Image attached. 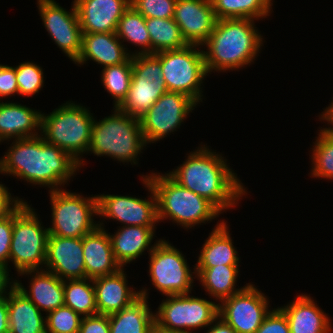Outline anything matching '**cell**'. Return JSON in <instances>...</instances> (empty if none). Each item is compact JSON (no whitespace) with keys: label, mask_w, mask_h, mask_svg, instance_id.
<instances>
[{"label":"cell","mask_w":333,"mask_h":333,"mask_svg":"<svg viewBox=\"0 0 333 333\" xmlns=\"http://www.w3.org/2000/svg\"><path fill=\"white\" fill-rule=\"evenodd\" d=\"M12 145L0 158V173L48 186L49 191L60 190L59 186H64L80 168L69 153L47 143L40 135L14 139Z\"/></svg>","instance_id":"1"},{"label":"cell","mask_w":333,"mask_h":333,"mask_svg":"<svg viewBox=\"0 0 333 333\" xmlns=\"http://www.w3.org/2000/svg\"><path fill=\"white\" fill-rule=\"evenodd\" d=\"M167 175L180 186L207 199L221 213L235 206L246 194L242 182L224 157L205 145L190 152L186 161Z\"/></svg>","instance_id":"2"},{"label":"cell","mask_w":333,"mask_h":333,"mask_svg":"<svg viewBox=\"0 0 333 333\" xmlns=\"http://www.w3.org/2000/svg\"><path fill=\"white\" fill-rule=\"evenodd\" d=\"M252 19H219L203 51L207 73L250 65L262 46L263 38Z\"/></svg>","instance_id":"3"},{"label":"cell","mask_w":333,"mask_h":333,"mask_svg":"<svg viewBox=\"0 0 333 333\" xmlns=\"http://www.w3.org/2000/svg\"><path fill=\"white\" fill-rule=\"evenodd\" d=\"M147 177L156 196L158 222L169 218L187 229L221 214L207 199L180 186L166 173H151Z\"/></svg>","instance_id":"4"},{"label":"cell","mask_w":333,"mask_h":333,"mask_svg":"<svg viewBox=\"0 0 333 333\" xmlns=\"http://www.w3.org/2000/svg\"><path fill=\"white\" fill-rule=\"evenodd\" d=\"M92 115L86 107L66 102L50 114L41 113L40 135L47 143L69 153L81 167L84 162L80 155L88 153L91 142Z\"/></svg>","instance_id":"5"},{"label":"cell","mask_w":333,"mask_h":333,"mask_svg":"<svg viewBox=\"0 0 333 333\" xmlns=\"http://www.w3.org/2000/svg\"><path fill=\"white\" fill-rule=\"evenodd\" d=\"M114 114L101 121L94 119L89 151L97 156H109L114 160L137 164V157L146 142L140 118L113 108Z\"/></svg>","instance_id":"6"},{"label":"cell","mask_w":333,"mask_h":333,"mask_svg":"<svg viewBox=\"0 0 333 333\" xmlns=\"http://www.w3.org/2000/svg\"><path fill=\"white\" fill-rule=\"evenodd\" d=\"M33 210L23 201L13 211L9 260L14 263L18 274L28 270H42L41 265H45L49 231L41 226L42 222Z\"/></svg>","instance_id":"7"},{"label":"cell","mask_w":333,"mask_h":333,"mask_svg":"<svg viewBox=\"0 0 333 333\" xmlns=\"http://www.w3.org/2000/svg\"><path fill=\"white\" fill-rule=\"evenodd\" d=\"M198 45L156 53L160 58L166 88L190 97L196 104L202 101L201 84L207 76L203 50Z\"/></svg>","instance_id":"8"},{"label":"cell","mask_w":333,"mask_h":333,"mask_svg":"<svg viewBox=\"0 0 333 333\" xmlns=\"http://www.w3.org/2000/svg\"><path fill=\"white\" fill-rule=\"evenodd\" d=\"M49 192L52 205L49 235L81 238L99 226L93 220L94 214L98 215L97 196L87 198L62 188Z\"/></svg>","instance_id":"9"},{"label":"cell","mask_w":333,"mask_h":333,"mask_svg":"<svg viewBox=\"0 0 333 333\" xmlns=\"http://www.w3.org/2000/svg\"><path fill=\"white\" fill-rule=\"evenodd\" d=\"M132 56V78L127 96L117 107L122 112L140 118L167 92L162 77L160 58L156 54Z\"/></svg>","instance_id":"10"},{"label":"cell","mask_w":333,"mask_h":333,"mask_svg":"<svg viewBox=\"0 0 333 333\" xmlns=\"http://www.w3.org/2000/svg\"><path fill=\"white\" fill-rule=\"evenodd\" d=\"M167 297L155 313V322L167 331L192 333L191 330L208 327L218 317L219 304L215 302L189 293Z\"/></svg>","instance_id":"11"},{"label":"cell","mask_w":333,"mask_h":333,"mask_svg":"<svg viewBox=\"0 0 333 333\" xmlns=\"http://www.w3.org/2000/svg\"><path fill=\"white\" fill-rule=\"evenodd\" d=\"M149 276L152 285L163 295L191 293L196 272H192L184 255L165 240L156 241L149 253Z\"/></svg>","instance_id":"12"},{"label":"cell","mask_w":333,"mask_h":333,"mask_svg":"<svg viewBox=\"0 0 333 333\" xmlns=\"http://www.w3.org/2000/svg\"><path fill=\"white\" fill-rule=\"evenodd\" d=\"M196 103L188 96L167 91L140 117V125L146 143L165 138L180 127Z\"/></svg>","instance_id":"13"},{"label":"cell","mask_w":333,"mask_h":333,"mask_svg":"<svg viewBox=\"0 0 333 333\" xmlns=\"http://www.w3.org/2000/svg\"><path fill=\"white\" fill-rule=\"evenodd\" d=\"M268 301L253 284L247 283L244 289L218 303V316L237 333H256L271 311Z\"/></svg>","instance_id":"14"},{"label":"cell","mask_w":333,"mask_h":333,"mask_svg":"<svg viewBox=\"0 0 333 333\" xmlns=\"http://www.w3.org/2000/svg\"><path fill=\"white\" fill-rule=\"evenodd\" d=\"M143 184L151 192L149 199L132 196L101 194L97 196L98 215L119 221L123 226H155L157 219L156 196L147 176Z\"/></svg>","instance_id":"15"},{"label":"cell","mask_w":333,"mask_h":333,"mask_svg":"<svg viewBox=\"0 0 333 333\" xmlns=\"http://www.w3.org/2000/svg\"><path fill=\"white\" fill-rule=\"evenodd\" d=\"M43 24L57 46L72 61H76L82 48V29L73 2L71 12L54 0H37Z\"/></svg>","instance_id":"16"},{"label":"cell","mask_w":333,"mask_h":333,"mask_svg":"<svg viewBox=\"0 0 333 333\" xmlns=\"http://www.w3.org/2000/svg\"><path fill=\"white\" fill-rule=\"evenodd\" d=\"M45 265L47 271L54 273L61 280L86 278L83 237L49 235Z\"/></svg>","instance_id":"17"},{"label":"cell","mask_w":333,"mask_h":333,"mask_svg":"<svg viewBox=\"0 0 333 333\" xmlns=\"http://www.w3.org/2000/svg\"><path fill=\"white\" fill-rule=\"evenodd\" d=\"M173 19L186 43L200 47L209 38L217 21L211 0H177Z\"/></svg>","instance_id":"18"},{"label":"cell","mask_w":333,"mask_h":333,"mask_svg":"<svg viewBox=\"0 0 333 333\" xmlns=\"http://www.w3.org/2000/svg\"><path fill=\"white\" fill-rule=\"evenodd\" d=\"M82 33L116 32L130 0H74Z\"/></svg>","instance_id":"19"},{"label":"cell","mask_w":333,"mask_h":333,"mask_svg":"<svg viewBox=\"0 0 333 333\" xmlns=\"http://www.w3.org/2000/svg\"><path fill=\"white\" fill-rule=\"evenodd\" d=\"M103 223L92 232L83 236V256L86 278L95 279L112 275L122 267L115 260L109 234Z\"/></svg>","instance_id":"20"},{"label":"cell","mask_w":333,"mask_h":333,"mask_svg":"<svg viewBox=\"0 0 333 333\" xmlns=\"http://www.w3.org/2000/svg\"><path fill=\"white\" fill-rule=\"evenodd\" d=\"M124 268L118 272L93 279L98 314L111 315L130 306L140 297L130 289Z\"/></svg>","instance_id":"21"},{"label":"cell","mask_w":333,"mask_h":333,"mask_svg":"<svg viewBox=\"0 0 333 333\" xmlns=\"http://www.w3.org/2000/svg\"><path fill=\"white\" fill-rule=\"evenodd\" d=\"M125 49L115 32L83 33L81 52L75 64L82 65L89 59L103 67L124 63L132 55Z\"/></svg>","instance_id":"22"},{"label":"cell","mask_w":333,"mask_h":333,"mask_svg":"<svg viewBox=\"0 0 333 333\" xmlns=\"http://www.w3.org/2000/svg\"><path fill=\"white\" fill-rule=\"evenodd\" d=\"M36 271V272H35ZM35 273V274H34ZM32 275L29 291L16 279L14 285L31 301L40 311L50 312L64 305L63 280L50 271L28 270L19 273Z\"/></svg>","instance_id":"23"},{"label":"cell","mask_w":333,"mask_h":333,"mask_svg":"<svg viewBox=\"0 0 333 333\" xmlns=\"http://www.w3.org/2000/svg\"><path fill=\"white\" fill-rule=\"evenodd\" d=\"M316 304L310 296L302 294L279 308L288 320L290 333H330L331 322Z\"/></svg>","instance_id":"24"},{"label":"cell","mask_w":333,"mask_h":333,"mask_svg":"<svg viewBox=\"0 0 333 333\" xmlns=\"http://www.w3.org/2000/svg\"><path fill=\"white\" fill-rule=\"evenodd\" d=\"M41 112L17 103L0 102V142L39 136ZM35 131V132H34Z\"/></svg>","instance_id":"25"},{"label":"cell","mask_w":333,"mask_h":333,"mask_svg":"<svg viewBox=\"0 0 333 333\" xmlns=\"http://www.w3.org/2000/svg\"><path fill=\"white\" fill-rule=\"evenodd\" d=\"M7 295L9 333H46V317L33 302L15 285Z\"/></svg>","instance_id":"26"},{"label":"cell","mask_w":333,"mask_h":333,"mask_svg":"<svg viewBox=\"0 0 333 333\" xmlns=\"http://www.w3.org/2000/svg\"><path fill=\"white\" fill-rule=\"evenodd\" d=\"M156 226H122L116 234L110 235L111 246L115 260L123 268L127 263L137 259L148 249L151 252L154 247L151 241L155 235ZM149 246H151L149 248Z\"/></svg>","instance_id":"27"},{"label":"cell","mask_w":333,"mask_h":333,"mask_svg":"<svg viewBox=\"0 0 333 333\" xmlns=\"http://www.w3.org/2000/svg\"><path fill=\"white\" fill-rule=\"evenodd\" d=\"M212 230L198 256L194 268H211L222 265H238V252L233 246L228 226L223 220Z\"/></svg>","instance_id":"28"},{"label":"cell","mask_w":333,"mask_h":333,"mask_svg":"<svg viewBox=\"0 0 333 333\" xmlns=\"http://www.w3.org/2000/svg\"><path fill=\"white\" fill-rule=\"evenodd\" d=\"M139 293L140 297L130 306L108 315L110 333H146L155 322V314L147 304V289Z\"/></svg>","instance_id":"29"},{"label":"cell","mask_w":333,"mask_h":333,"mask_svg":"<svg viewBox=\"0 0 333 333\" xmlns=\"http://www.w3.org/2000/svg\"><path fill=\"white\" fill-rule=\"evenodd\" d=\"M239 265H222L211 268H193L195 277L199 279L206 292L220 302L231 295L241 291L246 286L236 289V278L239 273Z\"/></svg>","instance_id":"30"},{"label":"cell","mask_w":333,"mask_h":333,"mask_svg":"<svg viewBox=\"0 0 333 333\" xmlns=\"http://www.w3.org/2000/svg\"><path fill=\"white\" fill-rule=\"evenodd\" d=\"M215 16L219 19H252L269 16L272 0H211Z\"/></svg>","instance_id":"31"},{"label":"cell","mask_w":333,"mask_h":333,"mask_svg":"<svg viewBox=\"0 0 333 333\" xmlns=\"http://www.w3.org/2000/svg\"><path fill=\"white\" fill-rule=\"evenodd\" d=\"M146 26L151 39V54L182 49L188 45L173 18H146Z\"/></svg>","instance_id":"32"},{"label":"cell","mask_w":333,"mask_h":333,"mask_svg":"<svg viewBox=\"0 0 333 333\" xmlns=\"http://www.w3.org/2000/svg\"><path fill=\"white\" fill-rule=\"evenodd\" d=\"M63 287L65 306L70 307L82 317L98 314L93 279L63 280Z\"/></svg>","instance_id":"33"},{"label":"cell","mask_w":333,"mask_h":333,"mask_svg":"<svg viewBox=\"0 0 333 333\" xmlns=\"http://www.w3.org/2000/svg\"><path fill=\"white\" fill-rule=\"evenodd\" d=\"M116 35L124 42L130 41L136 46H140L141 51L132 52L136 54H151V39L147 31L146 18L138 13L131 5L124 12L121 19L118 21Z\"/></svg>","instance_id":"34"},{"label":"cell","mask_w":333,"mask_h":333,"mask_svg":"<svg viewBox=\"0 0 333 333\" xmlns=\"http://www.w3.org/2000/svg\"><path fill=\"white\" fill-rule=\"evenodd\" d=\"M101 81L118 107L127 96L132 78V56L124 63L103 67Z\"/></svg>","instance_id":"35"},{"label":"cell","mask_w":333,"mask_h":333,"mask_svg":"<svg viewBox=\"0 0 333 333\" xmlns=\"http://www.w3.org/2000/svg\"><path fill=\"white\" fill-rule=\"evenodd\" d=\"M312 149V177L333 179V135L320 129Z\"/></svg>","instance_id":"36"},{"label":"cell","mask_w":333,"mask_h":333,"mask_svg":"<svg viewBox=\"0 0 333 333\" xmlns=\"http://www.w3.org/2000/svg\"><path fill=\"white\" fill-rule=\"evenodd\" d=\"M46 314V333H79L82 316L70 307L63 305Z\"/></svg>","instance_id":"37"},{"label":"cell","mask_w":333,"mask_h":333,"mask_svg":"<svg viewBox=\"0 0 333 333\" xmlns=\"http://www.w3.org/2000/svg\"><path fill=\"white\" fill-rule=\"evenodd\" d=\"M42 68L33 62H24L16 66L18 94L31 96L39 92L44 84Z\"/></svg>","instance_id":"38"},{"label":"cell","mask_w":333,"mask_h":333,"mask_svg":"<svg viewBox=\"0 0 333 333\" xmlns=\"http://www.w3.org/2000/svg\"><path fill=\"white\" fill-rule=\"evenodd\" d=\"M177 0H130V5L145 18L174 17Z\"/></svg>","instance_id":"39"},{"label":"cell","mask_w":333,"mask_h":333,"mask_svg":"<svg viewBox=\"0 0 333 333\" xmlns=\"http://www.w3.org/2000/svg\"><path fill=\"white\" fill-rule=\"evenodd\" d=\"M13 233V212L0 219V266L7 269Z\"/></svg>","instance_id":"40"},{"label":"cell","mask_w":333,"mask_h":333,"mask_svg":"<svg viewBox=\"0 0 333 333\" xmlns=\"http://www.w3.org/2000/svg\"><path fill=\"white\" fill-rule=\"evenodd\" d=\"M256 333H290L288 320L279 307L270 311Z\"/></svg>","instance_id":"41"},{"label":"cell","mask_w":333,"mask_h":333,"mask_svg":"<svg viewBox=\"0 0 333 333\" xmlns=\"http://www.w3.org/2000/svg\"><path fill=\"white\" fill-rule=\"evenodd\" d=\"M79 333H110L108 315L96 314L82 317Z\"/></svg>","instance_id":"42"},{"label":"cell","mask_w":333,"mask_h":333,"mask_svg":"<svg viewBox=\"0 0 333 333\" xmlns=\"http://www.w3.org/2000/svg\"><path fill=\"white\" fill-rule=\"evenodd\" d=\"M18 94L16 67L0 64V98Z\"/></svg>","instance_id":"43"},{"label":"cell","mask_w":333,"mask_h":333,"mask_svg":"<svg viewBox=\"0 0 333 333\" xmlns=\"http://www.w3.org/2000/svg\"><path fill=\"white\" fill-rule=\"evenodd\" d=\"M8 188L0 184V219L11 214L22 202L18 197H12Z\"/></svg>","instance_id":"44"},{"label":"cell","mask_w":333,"mask_h":333,"mask_svg":"<svg viewBox=\"0 0 333 333\" xmlns=\"http://www.w3.org/2000/svg\"><path fill=\"white\" fill-rule=\"evenodd\" d=\"M0 333H9L7 293L0 298Z\"/></svg>","instance_id":"45"},{"label":"cell","mask_w":333,"mask_h":333,"mask_svg":"<svg viewBox=\"0 0 333 333\" xmlns=\"http://www.w3.org/2000/svg\"><path fill=\"white\" fill-rule=\"evenodd\" d=\"M209 326L210 328L209 330H207L208 331L207 333H237L229 324H227L219 316Z\"/></svg>","instance_id":"46"},{"label":"cell","mask_w":333,"mask_h":333,"mask_svg":"<svg viewBox=\"0 0 333 333\" xmlns=\"http://www.w3.org/2000/svg\"><path fill=\"white\" fill-rule=\"evenodd\" d=\"M9 276L10 275H9V272L7 271V269L0 266V298L5 296V294L7 293V290H9L11 288L10 286L14 285V282L10 281L11 279L9 278ZM7 288H9V289H7Z\"/></svg>","instance_id":"47"},{"label":"cell","mask_w":333,"mask_h":333,"mask_svg":"<svg viewBox=\"0 0 333 333\" xmlns=\"http://www.w3.org/2000/svg\"><path fill=\"white\" fill-rule=\"evenodd\" d=\"M146 333H177V332L167 331L164 328H161L156 322H154Z\"/></svg>","instance_id":"48"}]
</instances>
